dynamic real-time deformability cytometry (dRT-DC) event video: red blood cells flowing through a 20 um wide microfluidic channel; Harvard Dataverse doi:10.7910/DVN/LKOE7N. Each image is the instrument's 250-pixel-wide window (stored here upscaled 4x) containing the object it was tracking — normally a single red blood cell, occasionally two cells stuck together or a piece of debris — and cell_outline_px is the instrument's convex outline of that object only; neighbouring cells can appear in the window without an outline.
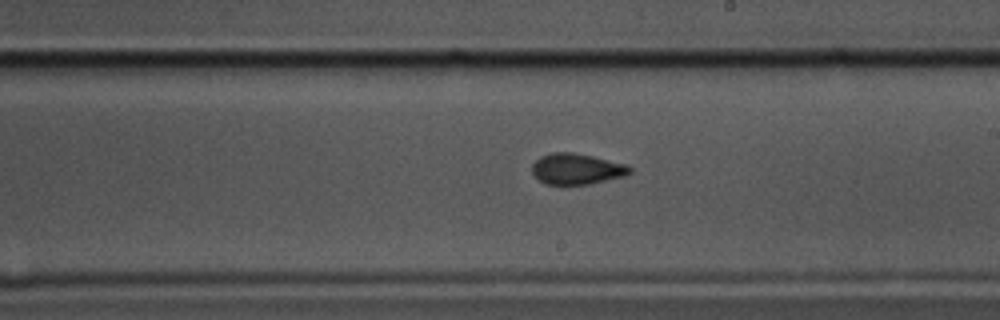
{"species": "common noctule bat (a hibernating species)", "species_latin": "Nyctalus noctula", "temperature_condition": "cold", "stored_images_in_passage": 61, "camera_frame_rate_fps": 3000, "um_per_image_px": 0.085, "animal": {"sex": "male", "body_mass_g": 17.5, "forearm_length_mm": 52.3}, "frame": {"image": 1, "passage_image": 35, "time_ms": 11.333, "image_size_px": [1000, 320], "cell_outline_px": [[632, 172], [624, 176], [588, 184], [544, 184], [532, 172], [532, 164], [540, 156], [552, 152], [572, 152], [592, 156], [628, 164], [632, 168]], "centroid_in_image_um": [49.03, 14.35], "position_along_channel_um": 240.0, "area_um2": 17.57}}
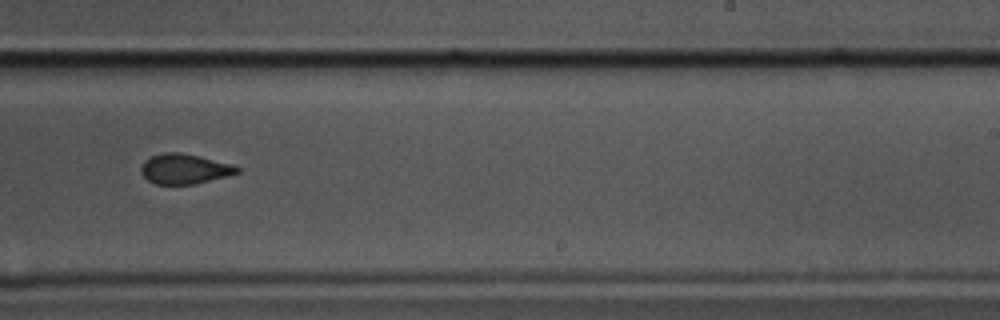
{"frame": {"image": 2, "passage_image": 38, "time_ms": 12.333, "image_size_px": [1000, 320], "cell_outline_px": [[240, 172], [196, 184], [156, 184], [148, 180], [140, 172], [140, 168], [152, 156], [164, 152], [180, 152], [200, 156], [232, 164], [240, 168]], "centroid_in_image_um": [15.7, 14.35], "position_along_channel_um": 273.3, "area_um2": 16.65}}
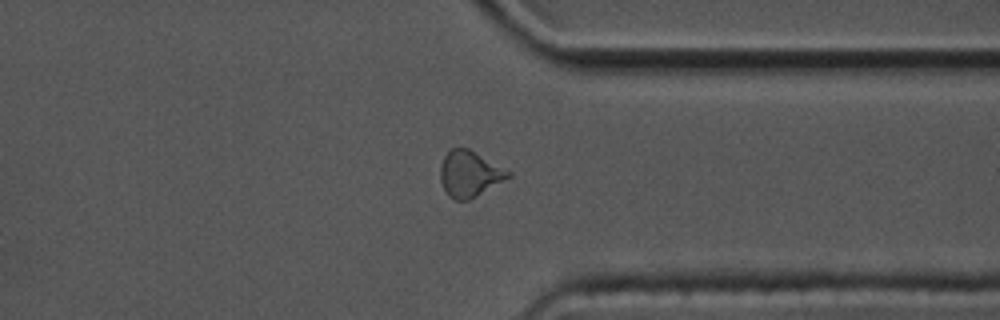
{"frame": {"image": 3, "passage_image": 47, "time_ms": 15.333, "image_size_px": [1000, 320], "cell_outline_px": [[512, 176], [468, 200], [456, 200], [448, 196], [440, 180], [440, 168], [444, 156], [448, 148], [468, 148], [512, 172]], "centroid_in_image_um": [39.9, 14.76], "position_along_channel_um": 371.5, "area_um2": 18.09}, "authors_computed_cell_mechanics": {"area_um2": 17.918, "velocity_mm_per_s": 3.3293, "shape_relaxation_time_tau1_ms": null, "shape_relaxation_time_tau2_ms": 2.9609, "deformation_change_tau1": null, "deformation_change_tau2": 0.0686}}